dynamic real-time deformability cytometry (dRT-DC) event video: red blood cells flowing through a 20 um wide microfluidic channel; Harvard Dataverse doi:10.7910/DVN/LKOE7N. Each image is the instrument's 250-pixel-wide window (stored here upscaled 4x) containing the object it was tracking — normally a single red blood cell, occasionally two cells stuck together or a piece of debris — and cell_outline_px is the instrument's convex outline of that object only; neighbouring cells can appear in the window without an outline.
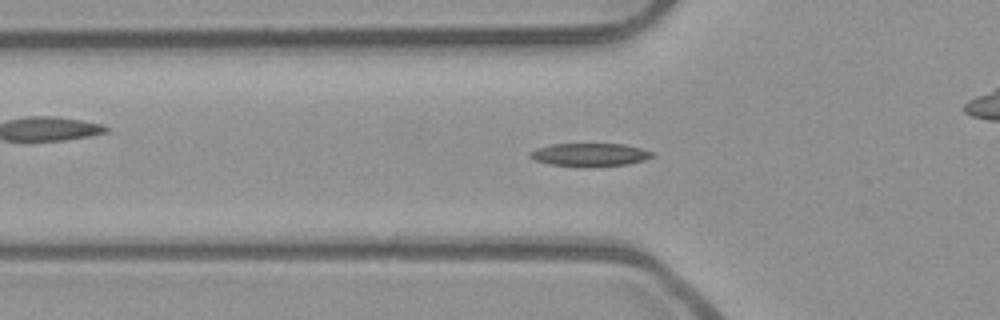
{"species": "common noctule bat (a hibernating species)", "species_latin": "Nyctalus noctula", "temperature_condition": "room temperature", "stored_images_in_passage": 41, "camera_frame_rate_fps": 3000, "um_per_image_px": 0.085, "animal": {"sex": "male", "body_mass_g": 23.1, "forearm_length_mm": 52.7}, "frame": {"image": 1, "passage_image": 5, "time_ms": 1.333, "image_size_px": [1000, 320], "cell_outline_px": [[656, 156], [644, 160], [628, 164], [580, 168], [576, 168], [548, 164], [532, 160], [528, 156], [528, 152], [536, 148], [552, 144], [624, 144], [656, 152]], "centroid_in_image_um": [50.1, 13.17], "position_along_channel_um": 75.7, "area_um2": 17.05}}
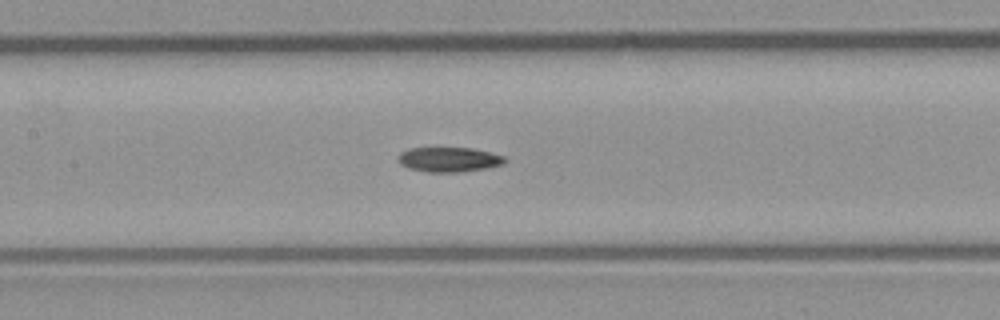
{"frame": {"image": 2, "passage_image": 12, "time_ms": 3.667, "image_size_px": [1000, 320], "cell_outline_px": [[508, 160], [504, 164], [484, 168], [460, 172], [428, 172], [408, 168], [400, 164], [396, 160], [396, 156], [400, 152], [408, 148], [472, 148], [504, 156]], "centroid_in_image_um": [38.11, 13.56], "position_along_channel_um": 169.3, "area_um2": 15.49}}
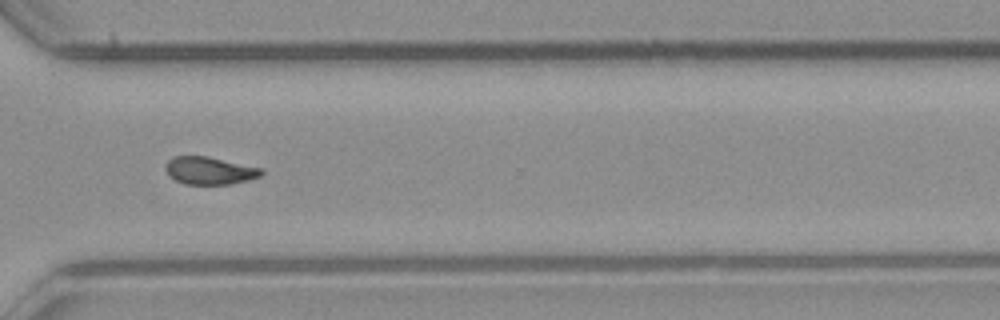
{"frame": {"image": 3, "passage_image": 26, "time_ms": 8.333, "image_size_px": [1000, 320], "cell_outline_px": [[264, 172], [260, 176], [248, 180], [232, 184], [184, 184], [168, 176], [164, 168], [168, 160], [172, 156], [208, 156], [260, 168]], "centroid_in_image_um": [17.77, 14.5], "position_along_channel_um": 352.8, "area_um2": 15.43}, "authors_computed_cell_mechanics": {"area_um2": 15.8372, "velocity_mm_per_s": 3.9459, "shape_relaxation_time_tau1_ms": 7.2927, "shape_relaxation_time_tau2_ms": 5.8604, "deformation_change_tau1": 0.1854, "deformation_change_tau2": 0.1092}}